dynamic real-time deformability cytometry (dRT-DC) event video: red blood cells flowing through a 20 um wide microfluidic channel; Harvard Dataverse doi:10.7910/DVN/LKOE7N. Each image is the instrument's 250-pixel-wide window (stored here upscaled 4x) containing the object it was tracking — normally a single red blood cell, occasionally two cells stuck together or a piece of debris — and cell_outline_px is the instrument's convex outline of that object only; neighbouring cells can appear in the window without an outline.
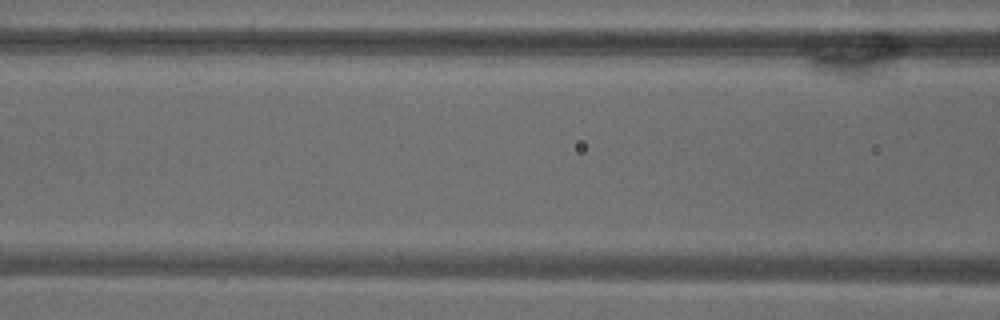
{"species": "common noctule bat (a hibernating species)", "species_latin": "Nyctalus noctula", "temperature_condition": "warm", "stored_images_in_passage": 3, "camera_frame_rate_fps": 3000, "um_per_image_px": 0.085, "animal": {"sex": "male", "body_mass_g": 18.8}, "frame": {"image": 1, "passage_image": 3, "time_ms": 0.667, "image_size_px": [1000, 320], "cell_outline_px": [[828, 44], [800, 56], [784, 56], [672, 52], [648, 44], [820, 40], [824, 40]], "centroid_in_image_um": [63.55, 4.06], "position_along_channel_um": 103.0, "area_um2": 14.05}}